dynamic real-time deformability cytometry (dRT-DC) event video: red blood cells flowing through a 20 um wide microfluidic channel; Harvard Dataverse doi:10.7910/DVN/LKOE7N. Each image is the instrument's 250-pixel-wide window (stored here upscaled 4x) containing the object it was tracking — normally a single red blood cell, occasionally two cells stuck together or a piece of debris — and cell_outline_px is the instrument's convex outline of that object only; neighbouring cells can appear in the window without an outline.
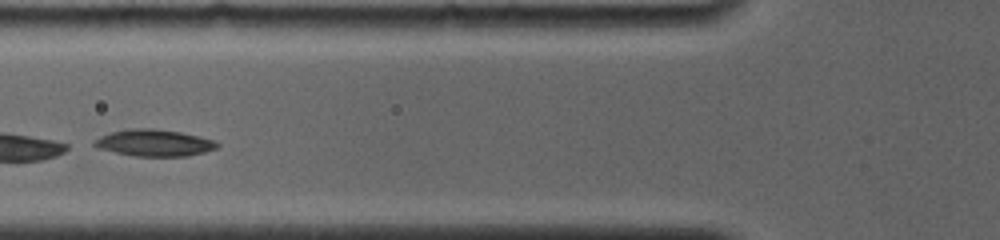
{"species": "common noctule bat (a hibernating species)", "species_latin": "Nyctalus noctula", "temperature_condition": "room temperature", "stored_images_in_passage": 16, "camera_frame_rate_fps": 4000, "um_per_image_px": 0.085, "animal": {"sex": "female", "body_mass_g": 19.0, "forearm_length_mm": 56.7}, "frame": {"image": 1, "passage_image": 2, "time_ms": 1.0, "image_size_px": [1000, 240], "cell_outline_px": [[220, 144], [216, 148], [204, 152], [188, 156], [132, 156], [96, 148], [92, 144], [92, 140], [100, 136], [124, 128], [152, 128], [180, 132], [200, 136], [216, 140]], "centroid_in_image_um": [13.07, 12.14], "position_along_channel_um": 112.7, "area_um2": 19.42}}
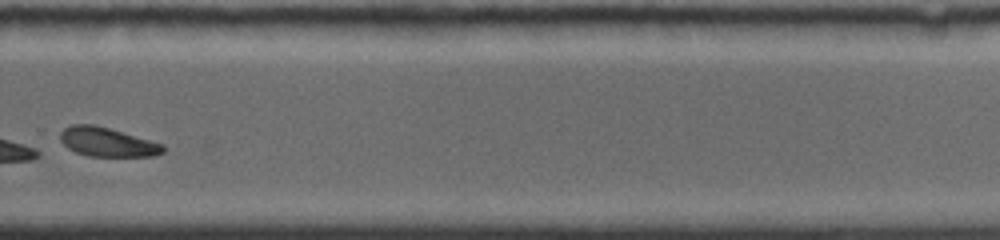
{"frame": {"image": 2, "passage_image": 8, "time_ms": 6.5, "image_size_px": [1000, 240], "cell_outline_px": [[164, 152], [156, 156], [88, 156], [76, 152], [68, 148], [60, 140], [60, 132], [64, 128], [72, 124], [96, 124], [164, 144]], "centroid_in_image_um": [9.12, 12.07], "position_along_channel_um": 320.7, "area_um2": 17.51}}
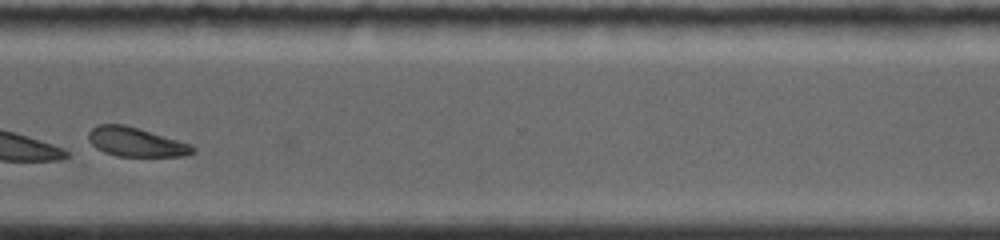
{"frame": {"image": 3, "passage_image": 9, "time_ms": 7.5, "image_size_px": [1000, 240], "cell_outline_px": [[196, 152], [184, 156], [116, 156], [104, 152], [96, 148], [88, 140], [88, 132], [96, 124], [124, 124], [176, 140], [188, 144], [196, 148]], "centroid_in_image_um": [11.5, 12.07], "position_along_channel_um": 359.1, "area_um2": 17.51}}